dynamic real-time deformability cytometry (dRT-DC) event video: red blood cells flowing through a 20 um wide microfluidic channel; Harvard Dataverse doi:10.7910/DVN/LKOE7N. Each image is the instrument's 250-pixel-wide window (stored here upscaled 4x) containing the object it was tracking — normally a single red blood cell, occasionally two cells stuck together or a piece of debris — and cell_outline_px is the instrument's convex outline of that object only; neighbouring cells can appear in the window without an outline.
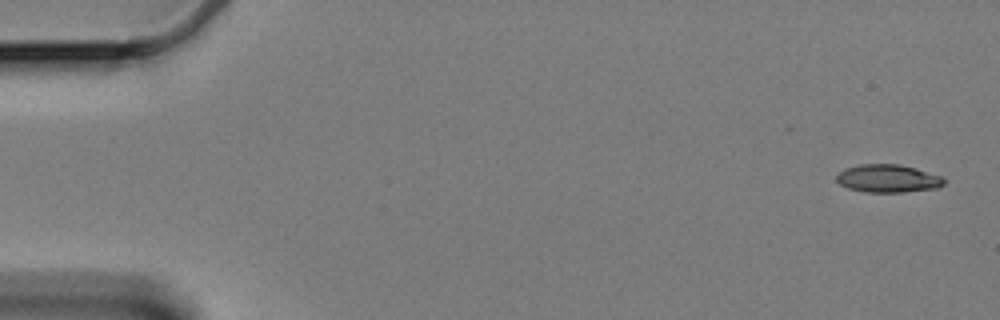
{"species": "Egyptian fruit bat (a non-hibernating species)", "species_latin": "Rousettus aegyptiacus", "temperature_condition": "cold", "stored_images_in_passage": 59, "camera_frame_rate_fps": 3000, "um_per_image_px": 0.085, "animal": {"sex": "female"}, "frame": {"image": 1, "passage_image": 1, "time_ms": 0.0, "image_size_px": [1000, 320], "cell_outline_px": [[948, 180], [944, 184], [936, 188], [904, 192], [864, 192], [848, 188], [840, 184], [836, 180], [836, 176], [844, 168], [860, 164], [900, 164], [916, 168], [940, 176]], "centroid_in_image_um": [75.47, 15.17], "position_along_channel_um": 9.5, "area_um2": 17.57}}
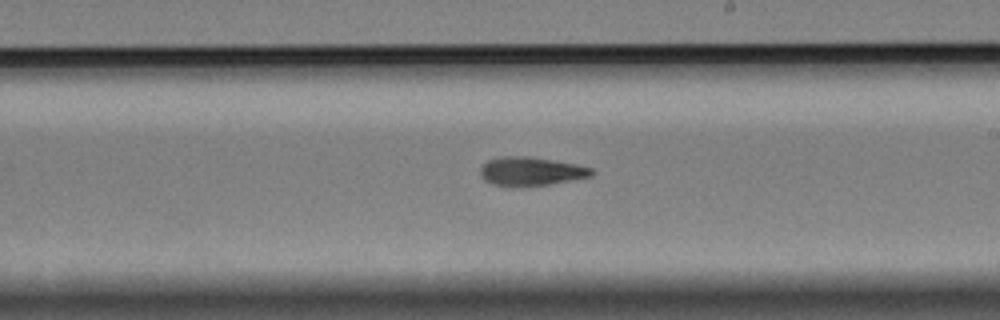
{"frame": {"image": 2, "passage_image": 34, "time_ms": 11.0, "image_size_px": [1000, 320], "cell_outline_px": [[596, 172], [592, 176], [548, 184], [496, 184], [484, 180], [480, 172], [480, 168], [488, 160], [500, 156], [532, 156], [576, 164], [592, 168]], "centroid_in_image_um": [45.18, 14.51], "position_along_channel_um": 243.8, "area_um2": 18.03}}
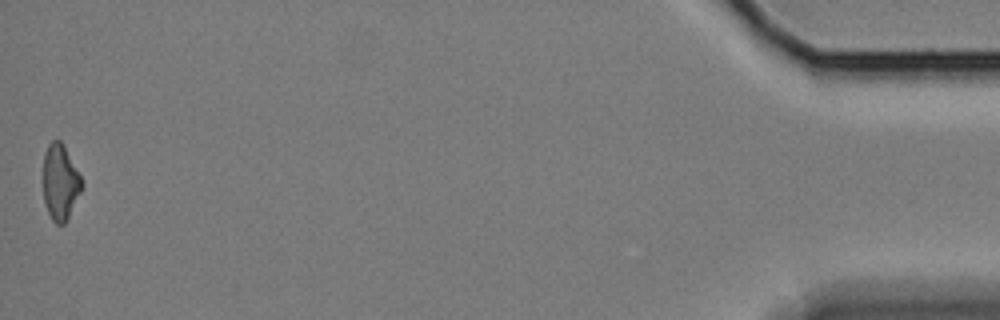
{"frame": {"image": 3, "passage_image": 59, "time_ms": 19.333, "image_size_px": [1000, 320], "cell_outline_px": [[84, 184], [64, 224], [56, 224], [52, 220], [48, 212], [44, 200], [44, 152], [48, 144], [52, 140], [60, 140], [64, 144]], "centroid_in_image_um": [5.11, 15.45], "position_along_channel_um": 430.1, "area_um2": 16.76}, "authors_computed_cell_mechanics": {"area_um2": 18.1492, "velocity_mm_per_s": 3.3246, "shape_relaxation_time_tau1_ms": 9.0623, "shape_relaxation_time_tau2_ms": null, "deformation_change_tau1": 0.2038, "deformation_change_tau2": null}}